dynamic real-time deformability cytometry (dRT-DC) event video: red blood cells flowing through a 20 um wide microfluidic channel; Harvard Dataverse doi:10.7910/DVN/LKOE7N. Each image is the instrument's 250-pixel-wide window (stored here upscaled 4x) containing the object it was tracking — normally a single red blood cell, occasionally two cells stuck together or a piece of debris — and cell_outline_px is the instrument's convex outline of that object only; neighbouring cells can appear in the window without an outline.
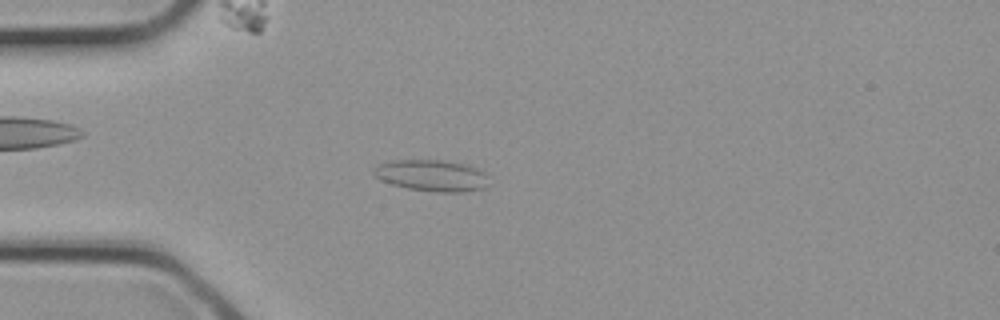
{"species": "common noctule bat (a hibernating species)", "species_latin": "Nyctalus noctula", "temperature_condition": "cold", "stored_images_in_passage": 31, "camera_frame_rate_fps": 3000, "um_per_image_px": 0.085, "animal": {"sex": "female", "body_mass_g": 21.9}, "frame": {"image": 1, "passage_image": 8, "time_ms": 2.333, "image_size_px": [1000, 320], "cell_outline_px": [[488, 176], [484, 188], [464, 192], [436, 192], [408, 188], [392, 184], [380, 180], [372, 176], [372, 168], [380, 164], [392, 160], [444, 160], [468, 164], [480, 168]], "centroid_in_image_um": [36.69, 14.91], "position_along_channel_um": 48.3, "area_um2": 21.39}}
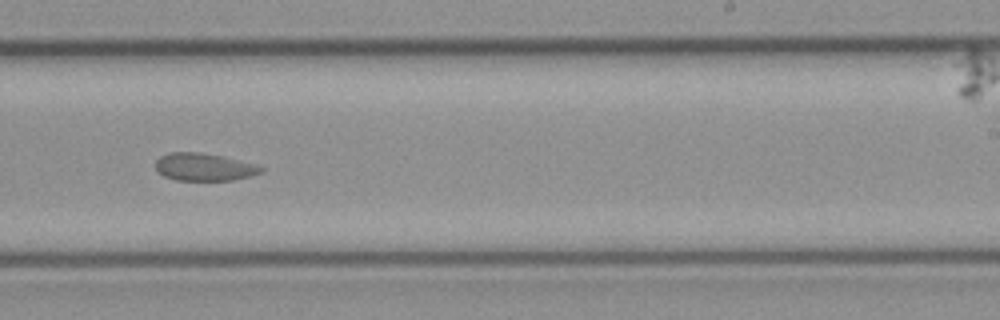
{"frame": {"image": 2, "passage_image": 19, "time_ms": 6.0, "image_size_px": [1000, 320], "cell_outline_px": [[264, 172], [232, 180], [176, 180], [164, 176], [156, 172], [156, 160], [160, 156], [168, 152], [200, 152], [224, 156], [256, 164], [264, 168]], "centroid_in_image_um": [17.33, 14.18], "position_along_channel_um": 271.7, "area_um2": 17.11}}
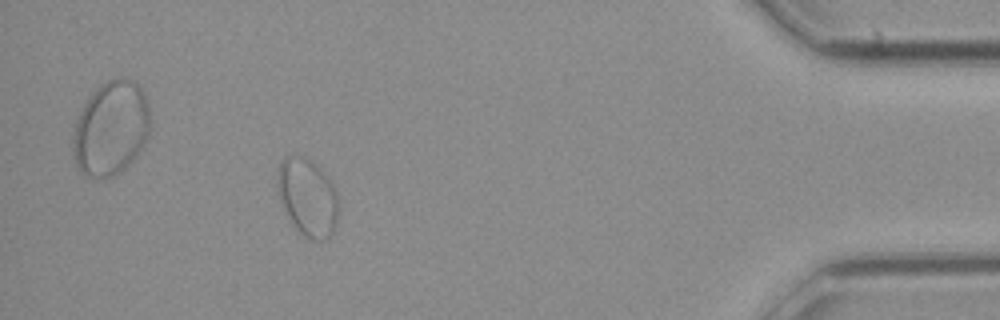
{"frame": {"image": 3, "passage_image": 28, "time_ms": 9.0, "image_size_px": [1000, 320], "cell_outline_px": [[340, 212], [336, 224], [332, 232], [324, 240], [312, 240], [304, 236], [292, 224], [280, 200], [276, 184], [276, 176], [280, 160], [284, 156], [296, 152], [312, 160], [324, 172], [332, 184], [340, 200]], "centroid_in_image_um": [26.14, 16.71], "position_along_channel_um": 409.1, "area_um2": 28.38}}